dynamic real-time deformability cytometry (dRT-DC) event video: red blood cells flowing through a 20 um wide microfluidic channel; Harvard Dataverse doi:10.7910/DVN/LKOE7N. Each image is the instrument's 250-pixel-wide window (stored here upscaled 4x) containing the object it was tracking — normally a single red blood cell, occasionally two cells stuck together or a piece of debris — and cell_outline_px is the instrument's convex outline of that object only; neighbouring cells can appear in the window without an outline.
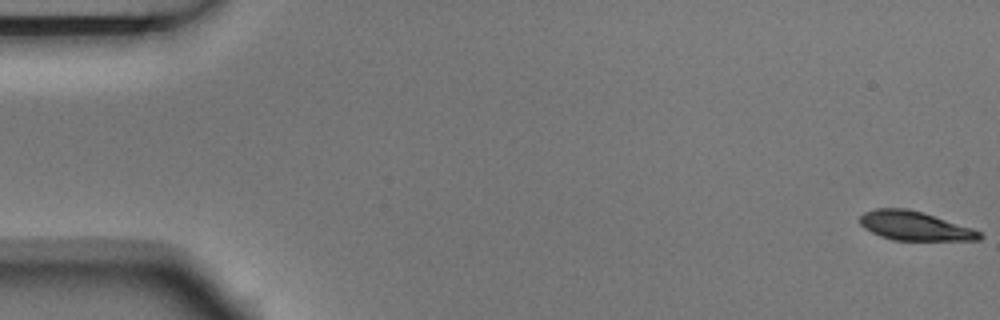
{"species": "Egyptian fruit bat (a non-hibernating species)", "species_latin": "Rousettus aegyptiacus", "temperature_condition": "room temperature", "stored_images_in_passage": 5, "camera_frame_rate_fps": 3000, "um_per_image_px": 0.085, "animal": {"sex": "male"}, "frame": {"image": 1, "passage_image": 1, "time_ms": 0.0, "image_size_px": [1000, 320], "cell_outline_px": [[984, 236], [980, 240], [896, 240], [880, 236], [864, 228], [860, 224], [860, 216], [864, 212], [876, 208], [904, 208], [920, 212], [972, 228], [980, 232]], "centroid_in_image_um": [77.73, 19.21], "position_along_channel_um": 7.3, "area_um2": 19.94}}
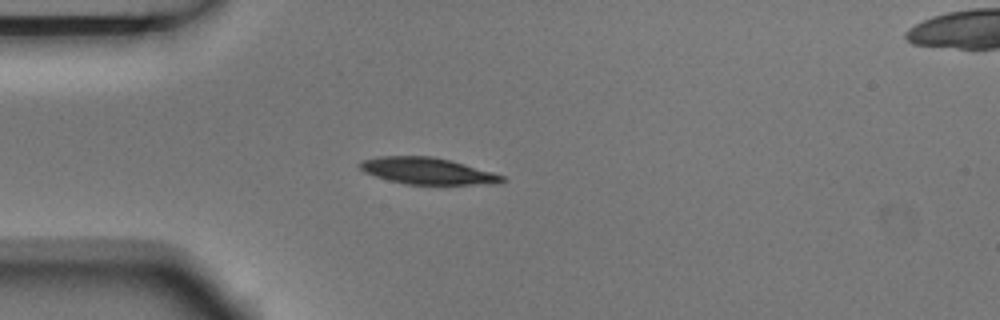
{"frame": {"image": 2, "passage_image": 5, "time_ms": 1.333, "image_size_px": [1000, 320], "cell_outline_px": [[508, 180], [496, 184], [404, 184], [388, 180], [364, 172], [356, 164], [360, 160], [376, 156], [432, 156], [464, 164], [492, 172], [504, 176]], "centroid_in_image_um": [36.28, 14.53], "position_along_channel_um": 48.7, "area_um2": 22.08}}